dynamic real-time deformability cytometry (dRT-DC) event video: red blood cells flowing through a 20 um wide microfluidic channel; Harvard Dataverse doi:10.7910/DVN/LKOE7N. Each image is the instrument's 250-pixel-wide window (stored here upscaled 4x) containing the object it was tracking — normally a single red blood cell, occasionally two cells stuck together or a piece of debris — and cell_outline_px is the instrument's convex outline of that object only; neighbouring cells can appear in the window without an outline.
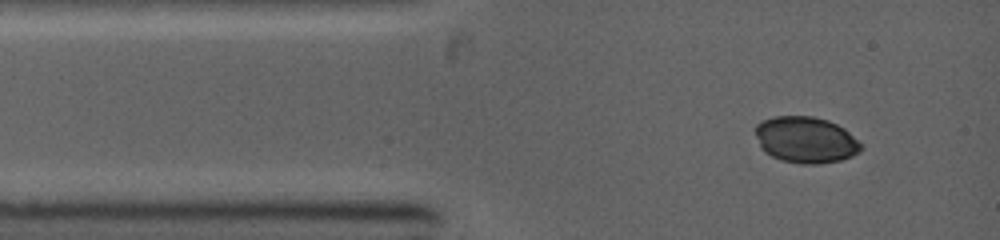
{"species": "common noctule bat (a hibernating species)", "species_latin": "Nyctalus noctula", "temperature_condition": "warm", "stored_images_in_passage": 3, "camera_frame_rate_fps": 5000, "um_per_image_px": 0.085, "animal": {"sex": "female", "body_mass_g": 19.0, "forearm_length_mm": 53.3}, "frame": {"image": 1, "passage_image": 1, "time_ms": 0.0, "image_size_px": [1000, 240], "cell_outline_px": [[864, 148], [860, 152], [852, 156], [840, 160], [820, 164], [800, 164], [780, 160], [764, 152], [760, 148], [756, 136], [756, 124], [772, 116], [812, 116], [828, 120], [844, 128]], "centroid_in_image_um": [68.47, 11.89], "position_along_channel_um": 16.5, "area_um2": 28.61}}
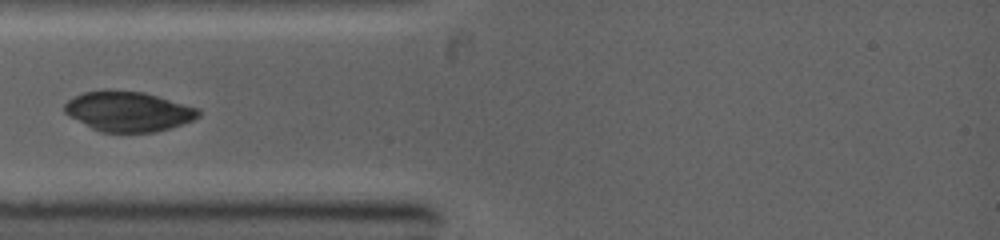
{"frame": {"image": 2, "passage_image": 3, "time_ms": 2.0, "image_size_px": [1000, 240], "cell_outline_px": [[200, 116], [192, 120], [156, 132], [100, 132], [92, 128], [64, 112], [64, 104], [68, 100], [84, 92], [104, 88], [108, 88], [144, 92], [200, 108]], "centroid_in_image_um": [10.9, 9.44], "position_along_channel_um": 74.1, "area_um2": 31.33}}